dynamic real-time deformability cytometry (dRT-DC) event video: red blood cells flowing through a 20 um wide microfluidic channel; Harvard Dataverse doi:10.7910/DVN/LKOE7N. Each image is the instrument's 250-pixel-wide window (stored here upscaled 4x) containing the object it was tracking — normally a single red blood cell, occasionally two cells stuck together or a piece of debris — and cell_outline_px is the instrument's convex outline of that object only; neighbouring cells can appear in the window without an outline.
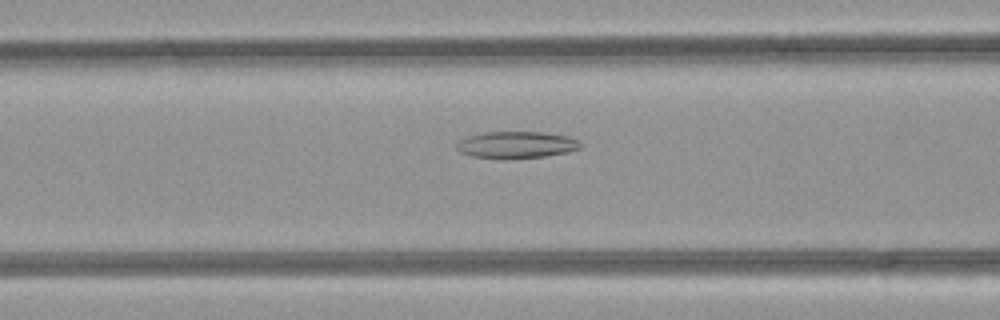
{"species": "common noctule bat (a hibernating species)", "species_latin": "Nyctalus noctula", "temperature_condition": "room temperature", "stored_images_in_passage": 38, "camera_frame_rate_fps": 3000, "um_per_image_px": 0.085, "animal": {"sex": "female", "body_mass_g": 21.9}, "frame": {"image": 1, "passage_image": 9, "time_ms": 2.667, "image_size_px": [1000, 320], "cell_outline_px": [[580, 148], [568, 152], [544, 156], [508, 160], [504, 160], [472, 156], [460, 152], [456, 148], [456, 144], [460, 140], [468, 136], [484, 132], [544, 132], [568, 136], [580, 140]], "centroid_in_image_um": [43.89, 12.32], "position_along_channel_um": 122.7, "area_um2": 19.65}}
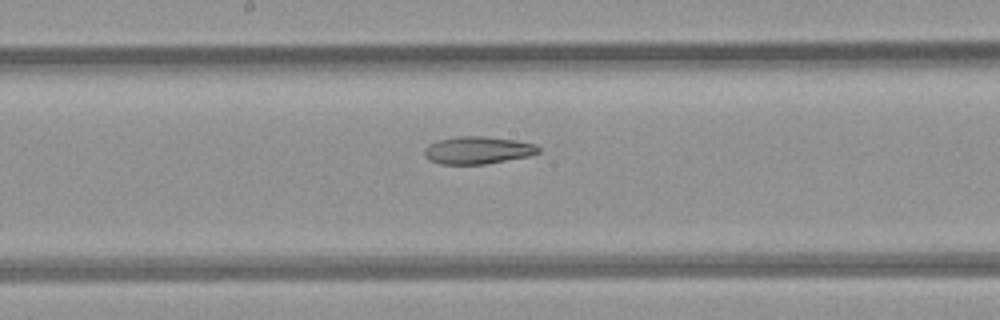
{"frame": {"image": 2, "passage_image": 15, "time_ms": 4.667, "image_size_px": [1000, 320], "cell_outline_px": [[540, 152], [528, 156], [484, 164], [440, 164], [428, 160], [424, 156], [424, 148], [428, 144], [436, 140], [456, 136], [488, 136], [516, 140], [536, 144], [540, 148]], "centroid_in_image_um": [40.57, 12.75], "position_along_channel_um": 207.6, "area_um2": 18.5}}
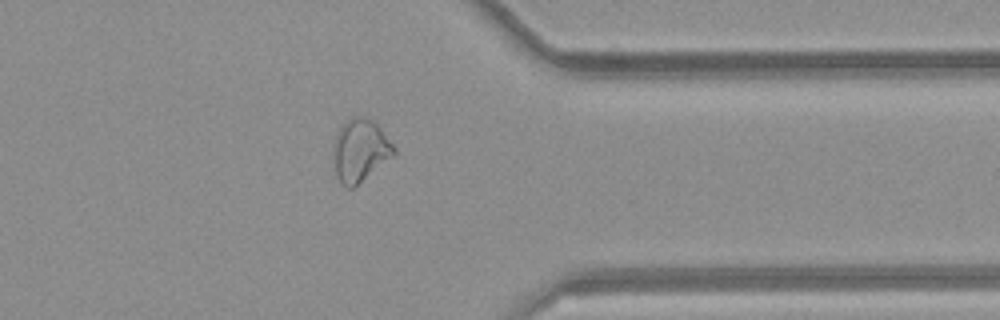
{"frame": {"image": 3, "passage_image": 28, "time_ms": 9.0, "image_size_px": [1000, 320], "cell_outline_px": [[396, 152], [392, 156], [352, 188], [348, 188], [336, 176], [332, 160], [332, 144], [336, 132], [352, 116], [364, 116], [372, 120], [376, 124], [396, 148]], "centroid_in_image_um": [30.56, 12.76], "position_along_channel_um": 380.8, "area_um2": 21.85}, "authors_computed_cell_mechanics": {"area_um2": 20.7213, "velocity_mm_per_s": 4.2318, "shape_relaxation_time_tau1_ms": null, "shape_relaxation_time_tau2_ms": 6.855, "deformation_change_tau1": null, "deformation_change_tau2": 0.1625}}